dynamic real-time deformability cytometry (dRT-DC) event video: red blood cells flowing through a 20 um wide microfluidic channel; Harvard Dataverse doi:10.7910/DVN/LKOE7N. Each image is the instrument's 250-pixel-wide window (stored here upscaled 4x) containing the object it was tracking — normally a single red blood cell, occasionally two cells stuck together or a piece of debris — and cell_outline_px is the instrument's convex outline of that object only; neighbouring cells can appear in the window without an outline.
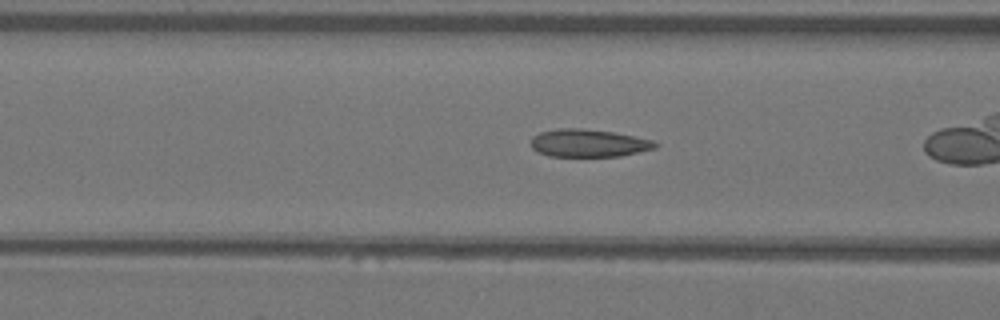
{"species": "Egyptian fruit bat (a non-hibernating species)", "species_latin": "Rousettus aegyptiacus", "temperature_condition": "warm", "stored_images_in_passage": 34, "camera_frame_rate_fps": 3000, "um_per_image_px": 0.085, "animal": {"sex": "female"}, "frame": {"image": 1, "passage_image": 6, "time_ms": 1.667, "image_size_px": [1000, 320], "cell_outline_px": [[660, 144], [656, 148], [620, 156], [548, 156], [536, 152], [532, 148], [532, 136], [540, 132], [556, 128], [580, 128], [612, 132], [652, 140]], "centroid_in_image_um": [50.0, 12.16], "position_along_channel_um": 116.6, "area_um2": 20.06}, "authors_computed_cell_mechanics": {"area_um2": 19.6231, "velocity_mm_per_s": 3.8159, "shape_relaxation_time_tau1_ms": null, "shape_relaxation_time_tau2_ms": 1.3661, "deformation_change_tau1": null, "deformation_change_tau2": 0.0734}}